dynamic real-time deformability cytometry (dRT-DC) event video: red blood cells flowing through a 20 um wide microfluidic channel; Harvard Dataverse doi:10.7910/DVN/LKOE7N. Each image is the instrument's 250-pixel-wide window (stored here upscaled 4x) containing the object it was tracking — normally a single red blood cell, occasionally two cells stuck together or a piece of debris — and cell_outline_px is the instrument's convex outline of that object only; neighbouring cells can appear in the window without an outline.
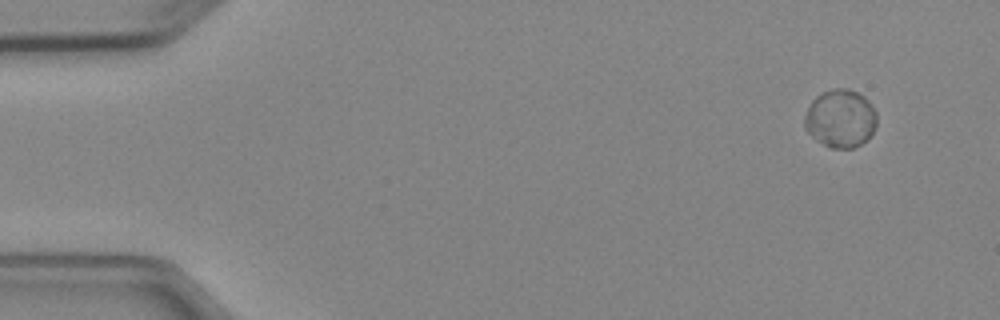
{"species": "Egyptian fruit bat (a non-hibernating species)", "species_latin": "Rousettus aegyptiacus", "temperature_condition": "cold", "stored_images_in_passage": 3, "camera_frame_rate_fps": 3000, "um_per_image_px": 0.085, "animal": {"sex": "female"}, "frame": {"image": 1, "passage_image": 1, "time_ms": 0.0, "image_size_px": [1000, 320], "cell_outline_px": [[876, 128], [860, 144], [852, 148], [832, 148], [816, 140], [804, 128], [804, 116], [812, 100], [816, 96], [832, 88], [844, 88], [856, 92], [864, 96], [872, 104], [876, 112]], "centroid_in_image_um": [71.43, 10.06], "position_along_channel_um": 13.6, "area_um2": 24.33}}